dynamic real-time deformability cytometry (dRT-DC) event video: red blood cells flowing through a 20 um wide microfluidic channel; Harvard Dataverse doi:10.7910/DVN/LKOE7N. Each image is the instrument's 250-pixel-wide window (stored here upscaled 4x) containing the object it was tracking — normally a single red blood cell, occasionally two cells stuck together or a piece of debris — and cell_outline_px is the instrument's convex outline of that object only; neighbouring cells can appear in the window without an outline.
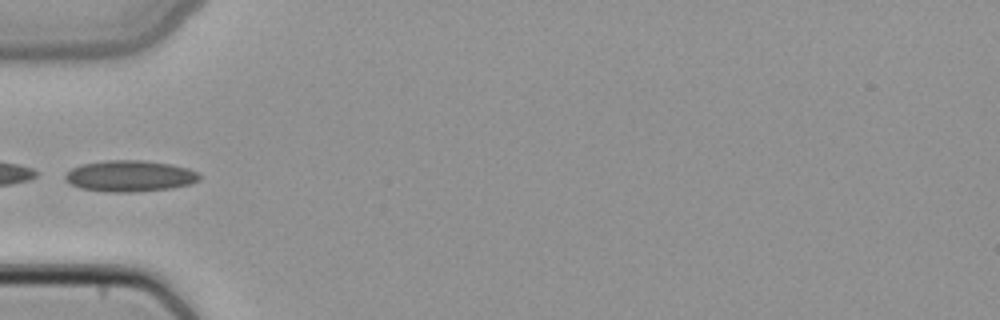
{"species": "common noctule bat (a hibernating species)", "species_latin": "Nyctalus noctula", "temperature_condition": "cold", "stored_images_in_passage": 4, "camera_frame_rate_fps": 3000, "um_per_image_px": 0.085, "animal": {"sex": "female", "body_mass_g": 22.7, "forearm_length_mm": 54.2}, "frame": {"image": 1, "passage_image": 4, "time_ms": 1.0, "image_size_px": [1000, 320], "cell_outline_px": [[200, 180], [192, 184], [168, 188], [132, 192], [108, 192], [80, 188], [68, 184], [64, 180], [64, 176], [72, 168], [80, 164], [104, 160], [144, 160], [172, 164], [188, 168], [196, 172], [200, 176]], "centroid_in_image_um": [11.0, 14.95], "position_along_channel_um": 74.0, "area_um2": 24.62}}